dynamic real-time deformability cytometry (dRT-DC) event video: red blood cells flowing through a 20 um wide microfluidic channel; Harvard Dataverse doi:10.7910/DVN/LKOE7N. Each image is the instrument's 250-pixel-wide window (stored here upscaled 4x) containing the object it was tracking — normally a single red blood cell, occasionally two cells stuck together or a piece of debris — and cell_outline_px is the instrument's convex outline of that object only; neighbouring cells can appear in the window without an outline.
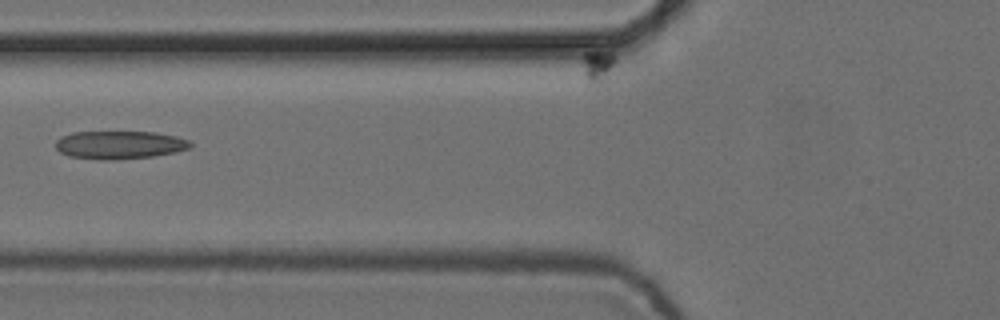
{"species": "common noctule bat (a hibernating species)", "species_latin": "Nyctalus noctula", "temperature_condition": "cold", "stored_images_in_passage": 7, "camera_frame_rate_fps": 3000, "um_per_image_px": 0.085, "animal": {"sex": "female", "body_mass_g": 24.6, "forearm_length_mm": 56.2}, "frame": {"image": 1, "passage_image": 6, "time_ms": 1.667, "image_size_px": [1000, 320], "cell_outline_px": [[192, 144], [188, 148], [176, 152], [152, 156], [108, 160], [100, 160], [68, 156], [60, 152], [56, 148], [56, 140], [72, 132], [156, 132], [176, 136], [188, 140]], "centroid_in_image_um": [10.15, 12.31], "position_along_channel_um": 115.7, "area_um2": 21.91}}